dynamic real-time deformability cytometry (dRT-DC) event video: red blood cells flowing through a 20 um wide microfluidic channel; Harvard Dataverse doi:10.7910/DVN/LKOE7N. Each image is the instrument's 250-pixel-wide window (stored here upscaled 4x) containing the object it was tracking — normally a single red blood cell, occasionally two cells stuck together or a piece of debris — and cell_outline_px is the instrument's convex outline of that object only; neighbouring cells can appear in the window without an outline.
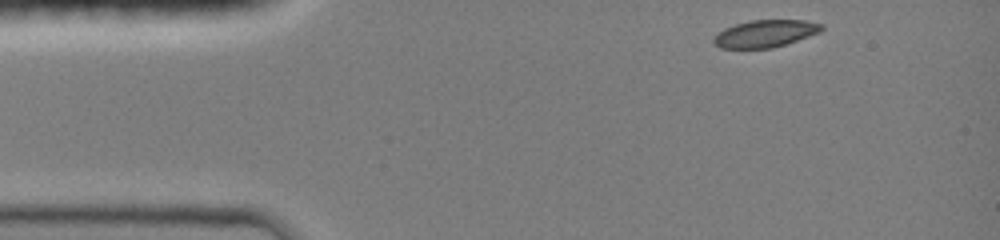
{"species": "common noctule bat (a hibernating species)", "species_latin": "Nyctalus noctula", "temperature_condition": "room temperature", "stored_images_in_passage": 12, "camera_frame_rate_fps": 3000, "um_per_image_px": 0.085, "animal": {"sex": "female", "body_mass_g": 19.0, "forearm_length_mm": 51.5}, "frame": {"image": 1, "passage_image": 1, "time_ms": 0.0, "image_size_px": [1000, 240], "cell_outline_px": [[824, 28], [820, 32], [772, 48], [720, 48], [712, 40], [712, 36], [724, 28], [736, 24], [752, 20], [804, 20], [824, 24]], "centroid_in_image_um": [65.03, 2.85], "position_along_channel_um": 20.0, "area_um2": 17.05}}
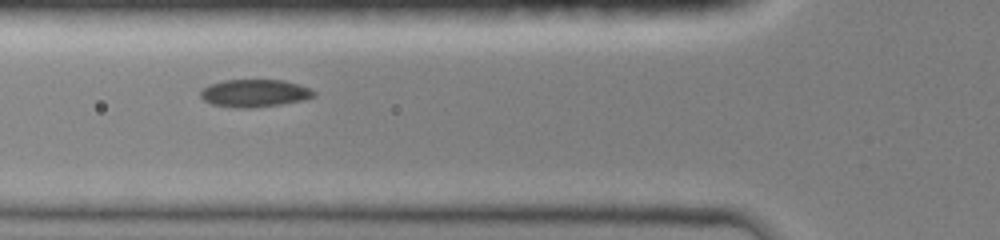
{"frame": {"image": 2, "passage_image": 6, "time_ms": 3.667, "image_size_px": [1000, 240], "cell_outline_px": [[316, 96], [304, 100], [280, 104], [248, 108], [236, 108], [212, 104], [204, 100], [200, 96], [200, 92], [208, 84], [224, 80], [284, 80], [308, 88], [316, 92]], "centroid_in_image_um": [21.62, 7.92], "position_along_channel_um": 104.2, "area_um2": 18.15}}
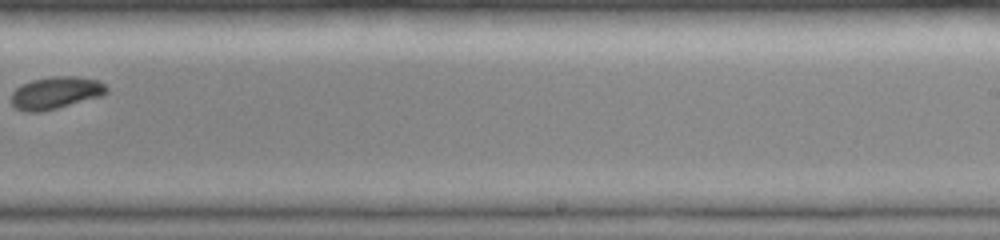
{"frame": {"image": 3, "passage_image": 12, "time_ms": 8.0, "image_size_px": [1000, 240], "cell_outline_px": [[108, 92], [100, 96], [56, 108], [40, 112], [24, 112], [16, 108], [12, 104], [12, 92], [20, 84], [32, 80], [52, 76], [76, 76], [96, 80], [104, 84], [108, 88]], "centroid_in_image_um": [4.7, 7.88], "position_along_channel_um": 284.3, "area_um2": 17.8}}